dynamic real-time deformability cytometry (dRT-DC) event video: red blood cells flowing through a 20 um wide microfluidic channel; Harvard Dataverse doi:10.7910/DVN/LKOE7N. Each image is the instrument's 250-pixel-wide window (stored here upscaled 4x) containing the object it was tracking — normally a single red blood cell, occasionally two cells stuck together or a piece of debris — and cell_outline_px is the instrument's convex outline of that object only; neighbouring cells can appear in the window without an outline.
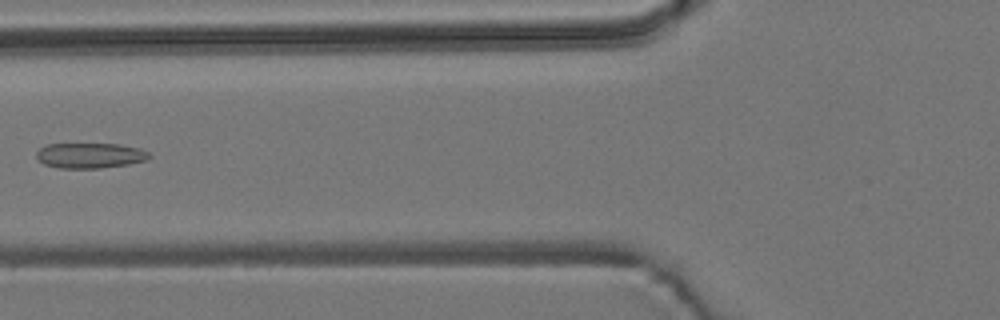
{"species": "common noctule bat (a hibernating species)", "species_latin": "Nyctalus noctula", "temperature_condition": "room temperature", "stored_images_in_passage": 6, "camera_frame_rate_fps": 3000, "um_per_image_px": 0.085, "animal": {"sex": "male", "body_mass_g": 19.2, "forearm_length_mm": 51.8}, "frame": {"image": 1, "passage_image": 5, "time_ms": 5.667, "image_size_px": [1000, 320], "cell_outline_px": [[152, 156], [148, 160], [128, 164], [100, 168], [60, 168], [44, 164], [36, 156], [36, 152], [44, 144], [120, 144], [140, 148], [148, 152]], "centroid_in_image_um": [7.67, 13.21], "position_along_channel_um": 118.1, "area_um2": 16.7}}
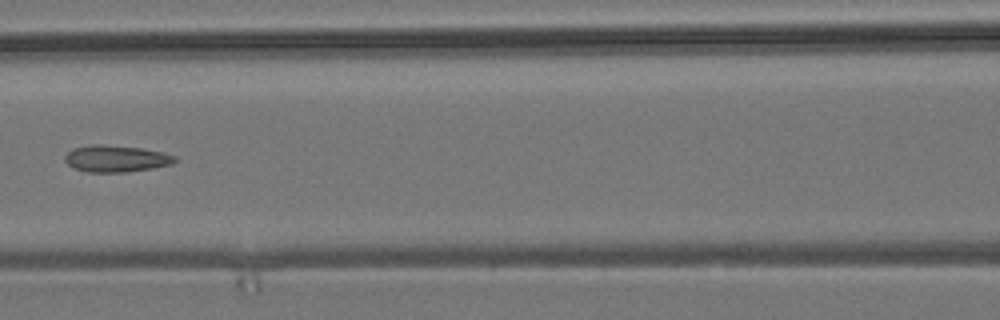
{"frame": {"image": 2, "passage_image": 6, "time_ms": 6.667, "image_size_px": [1000, 320], "cell_outline_px": [[176, 160], [172, 164], [152, 168], [124, 172], [88, 172], [72, 168], [64, 160], [64, 156], [72, 148], [92, 144], [100, 144], [140, 148], [164, 152], [176, 156]], "centroid_in_image_um": [9.83, 13.48], "position_along_channel_um": 156.8, "area_um2": 17.17}}